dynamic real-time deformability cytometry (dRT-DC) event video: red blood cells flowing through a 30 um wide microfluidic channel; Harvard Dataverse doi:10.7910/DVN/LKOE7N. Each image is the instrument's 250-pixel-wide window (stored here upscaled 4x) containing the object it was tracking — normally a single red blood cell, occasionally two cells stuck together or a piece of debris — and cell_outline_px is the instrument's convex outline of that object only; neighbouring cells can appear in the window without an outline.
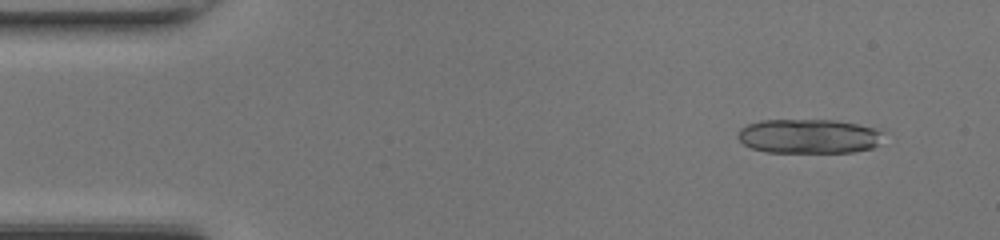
{"species": "common noctule bat (a hibernating species)", "species_latin": "Nyctalus noctula", "temperature_condition": "room temperature", "stored_images_in_passage": 35, "camera_frame_rate_fps": 3000, "um_per_image_px": 0.085, "animal": {"sex": "female", "body_mass_g": 17.0, "forearm_length_mm": 48.0}, "frame": {"image": 1, "passage_image": 4, "time_ms": 1.0, "image_size_px": [1000, 240], "cell_outline_px": [[880, 132], [876, 144], [872, 148], [852, 152], [768, 152], [752, 148], [744, 144], [736, 136], [736, 132], [740, 128], [748, 124], [760, 120], [836, 120], [876, 128]], "centroid_in_image_um": [68.66, 11.57], "position_along_channel_um": 16.3, "area_um2": 28.9}}
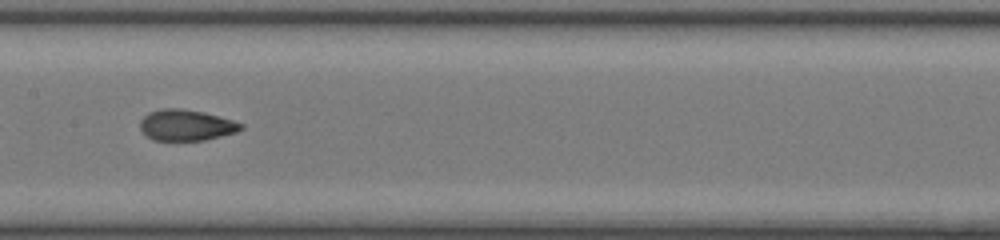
{"frame": {"image": 2, "passage_image": 24, "time_ms": 7.667, "image_size_px": [1000, 240], "cell_outline_px": [[244, 128], [236, 132], [204, 140], [152, 140], [140, 128], [140, 120], [148, 112], [164, 108], [180, 108], [204, 112], [232, 120], [244, 124]], "centroid_in_image_um": [15.82, 10.63], "position_along_channel_um": 191.6, "area_um2": 18.15}}
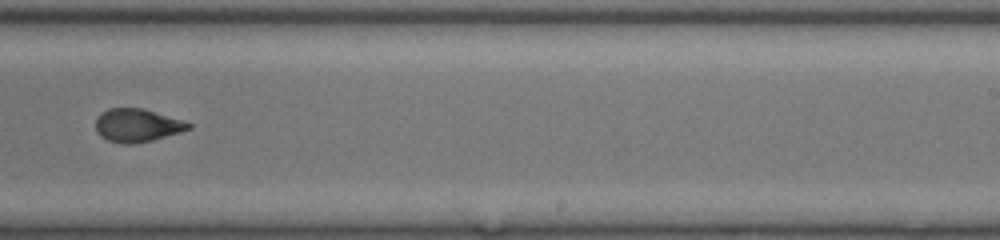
{"frame": {"image": 3, "passage_image": 30, "time_ms": 9.667, "image_size_px": [1000, 240], "cell_outline_px": [[192, 128], [180, 132], [152, 140], [132, 144], [124, 144], [108, 140], [100, 136], [96, 132], [96, 116], [100, 112], [108, 108], [144, 108], [192, 124]], "centroid_in_image_um": [11.61, 10.65], "position_along_channel_um": 277.4, "area_um2": 17.92}}